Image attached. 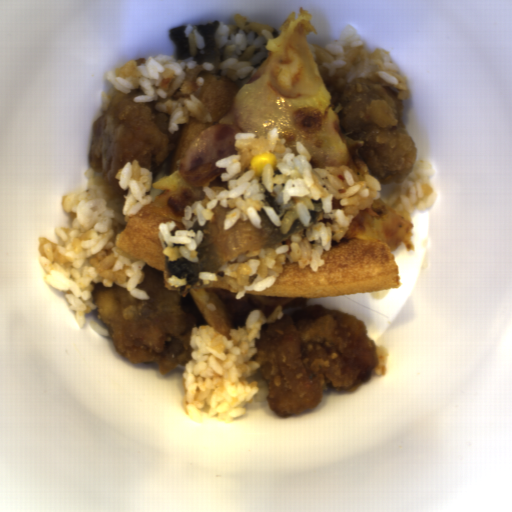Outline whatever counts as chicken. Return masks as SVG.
<instances>
[{"mask_svg":"<svg viewBox=\"0 0 512 512\" xmlns=\"http://www.w3.org/2000/svg\"><path fill=\"white\" fill-rule=\"evenodd\" d=\"M255 347L260 367L252 377L267 382L268 409L284 418L367 382L378 363L363 321L319 304L262 324Z\"/></svg>","mask_w":512,"mask_h":512,"instance_id":"obj_1","label":"chicken"},{"mask_svg":"<svg viewBox=\"0 0 512 512\" xmlns=\"http://www.w3.org/2000/svg\"><path fill=\"white\" fill-rule=\"evenodd\" d=\"M142 289L150 299H138L114 283H94L93 313L106 329L117 352L134 363H153L161 374L186 369L192 358V328L207 325L190 295L182 297L165 287V271L144 265ZM208 326V325H207Z\"/></svg>","mask_w":512,"mask_h":512,"instance_id":"obj_2","label":"chicken"},{"mask_svg":"<svg viewBox=\"0 0 512 512\" xmlns=\"http://www.w3.org/2000/svg\"><path fill=\"white\" fill-rule=\"evenodd\" d=\"M329 104L342 132L363 145L354 149L381 186L403 184L418 151L403 121V105L392 87L354 78L334 90Z\"/></svg>","mask_w":512,"mask_h":512,"instance_id":"obj_3","label":"chicken"},{"mask_svg":"<svg viewBox=\"0 0 512 512\" xmlns=\"http://www.w3.org/2000/svg\"><path fill=\"white\" fill-rule=\"evenodd\" d=\"M136 90L131 94L117 92L106 110L92 123V138L87 160L88 170L94 169L113 189L128 196L115 179L119 168L138 160L140 167L151 172L152 180L170 160L176 150L179 134L169 132L171 115L158 111L153 102L136 103Z\"/></svg>","mask_w":512,"mask_h":512,"instance_id":"obj_4","label":"chicken"}]
</instances>
